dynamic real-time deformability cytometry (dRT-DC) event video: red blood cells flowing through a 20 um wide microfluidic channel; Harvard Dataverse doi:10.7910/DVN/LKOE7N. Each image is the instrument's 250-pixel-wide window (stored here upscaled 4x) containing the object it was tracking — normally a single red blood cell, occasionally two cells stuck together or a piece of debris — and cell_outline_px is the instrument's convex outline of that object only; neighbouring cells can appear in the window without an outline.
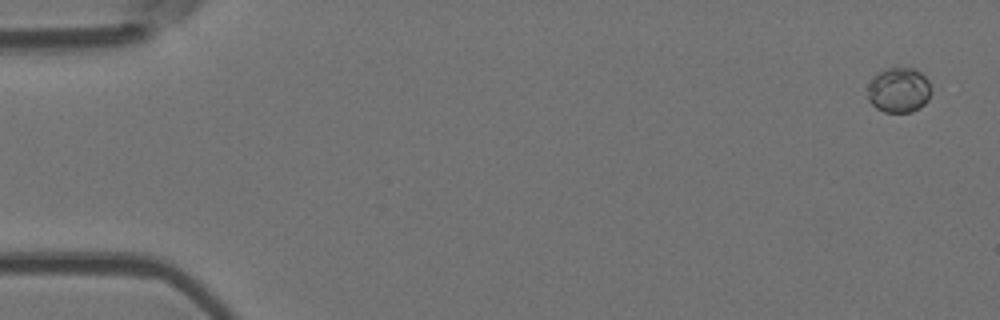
{"species": "Egyptian fruit bat (a non-hibernating species)", "species_latin": "Rousettus aegyptiacus", "temperature_condition": "room temperature", "stored_images_in_passage": 6, "camera_frame_rate_fps": 3000, "um_per_image_px": 0.085, "animal": {"sex": "female"}, "frame": {"image": 1, "passage_image": 1, "time_ms": 0.0, "image_size_px": [1000, 320], "cell_outline_px": [[928, 100], [920, 108], [912, 112], [884, 112], [876, 108], [868, 100], [868, 84], [872, 76], [888, 68], [912, 68], [920, 72], [928, 80]], "centroid_in_image_um": [76.35, 7.67], "position_along_channel_um": 8.6, "area_um2": 16.53}}
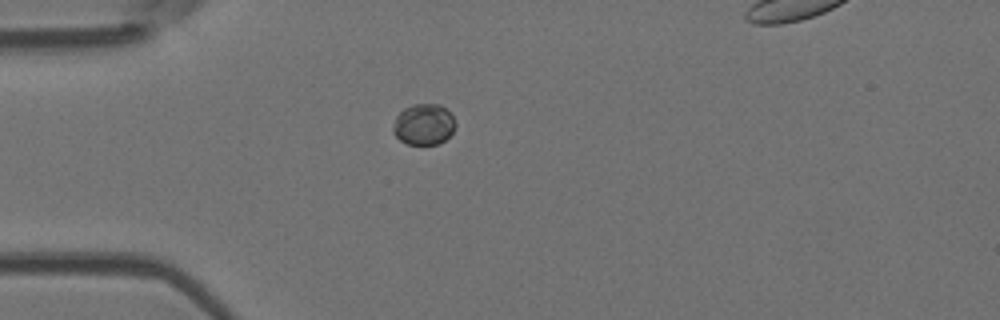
{"frame": {"image": 2, "passage_image": 5, "time_ms": 4.333, "image_size_px": [1000, 320], "cell_outline_px": [[456, 124], [452, 132], [440, 144], [408, 144], [400, 140], [392, 132], [392, 128], [396, 116], [404, 108], [412, 104], [440, 104], [452, 116]], "centroid_in_image_um": [35.99, 10.57], "position_along_channel_um": 49.0, "area_um2": 14.85}}